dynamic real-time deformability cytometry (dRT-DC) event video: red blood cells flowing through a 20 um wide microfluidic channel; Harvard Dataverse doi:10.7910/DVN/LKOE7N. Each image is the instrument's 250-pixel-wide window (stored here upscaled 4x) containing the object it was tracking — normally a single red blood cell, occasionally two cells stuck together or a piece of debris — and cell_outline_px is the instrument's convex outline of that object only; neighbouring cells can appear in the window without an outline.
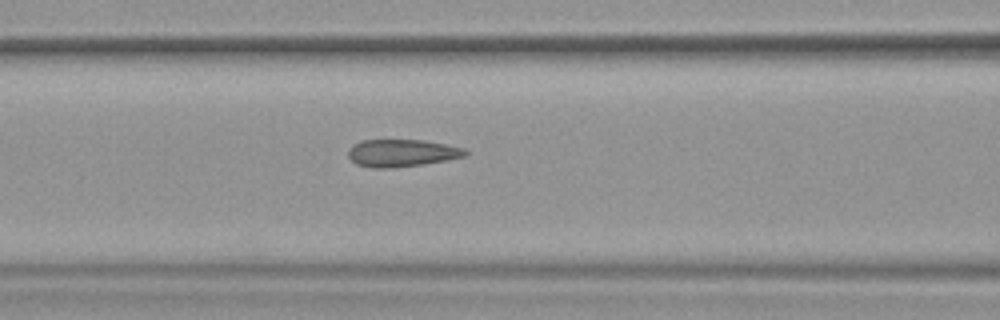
{"species": "common noctule bat (a hibernating species)", "species_latin": "Nyctalus noctula", "temperature_condition": "warm", "stored_images_in_passage": 43, "camera_frame_rate_fps": 3000, "um_per_image_px": 0.085, "animal": {"sex": "female", "body_mass_g": 19.9}, "frame": {"image": 1, "passage_image": 13, "time_ms": 4.0, "image_size_px": [1000, 320], "cell_outline_px": [[468, 152], [464, 156], [448, 160], [424, 164], [392, 168], [372, 168], [356, 164], [348, 156], [348, 148], [352, 144], [360, 140], [424, 140], [464, 148]], "centroid_in_image_um": [34.11, 13.01], "position_along_channel_um": 132.5, "area_um2": 18.79}, "authors_computed_cell_mechanics": {"area_um2": 19.074, "velocity_mm_per_s": 3.8213, "shape_relaxation_time_tau1_ms": null, "shape_relaxation_time_tau2_ms": 1.8192, "deformation_change_tau1": null, "deformation_change_tau2": 0.0817}}